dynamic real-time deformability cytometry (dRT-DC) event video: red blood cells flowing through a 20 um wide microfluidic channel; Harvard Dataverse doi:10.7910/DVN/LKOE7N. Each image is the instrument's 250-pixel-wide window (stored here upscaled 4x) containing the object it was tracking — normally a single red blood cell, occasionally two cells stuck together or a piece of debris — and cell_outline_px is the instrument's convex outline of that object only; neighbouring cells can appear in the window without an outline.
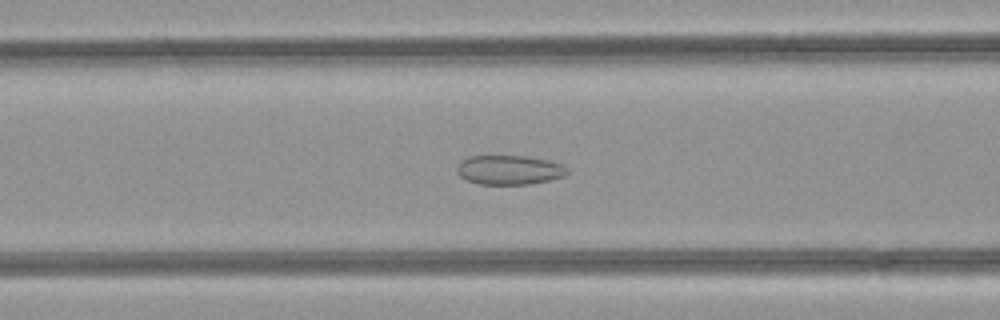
{"species": "common noctule bat (a hibernating species)", "species_latin": "Nyctalus noctula", "temperature_condition": "room temperature", "stored_images_in_passage": 49, "camera_frame_rate_fps": 3000, "um_per_image_px": 0.085, "animal": {"sex": "female", "body_mass_g": 21.9}, "frame": {"image": 1, "passage_image": 19, "time_ms": 6.0, "image_size_px": [1000, 320], "cell_outline_px": [[568, 172], [564, 176], [548, 180], [528, 184], [480, 184], [468, 180], [460, 176], [456, 172], [456, 168], [460, 160], [468, 156], [524, 156], [548, 160], [564, 164], [568, 168]], "centroid_in_image_um": [43.28, 14.43], "position_along_channel_um": 123.3, "area_um2": 18.9}}
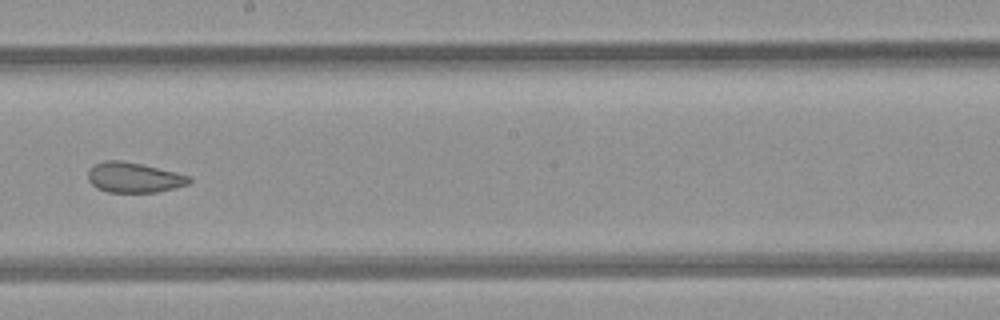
{"frame": {"image": 2, "passage_image": 27, "time_ms": 8.667, "image_size_px": [1000, 320], "cell_outline_px": [[192, 180], [188, 184], [156, 192], [108, 192], [96, 188], [88, 180], [88, 168], [92, 164], [104, 160], [120, 160], [140, 164], [192, 176]], "centroid_in_image_um": [11.33, 15.08], "position_along_channel_um": 236.9, "area_um2": 17.8}}
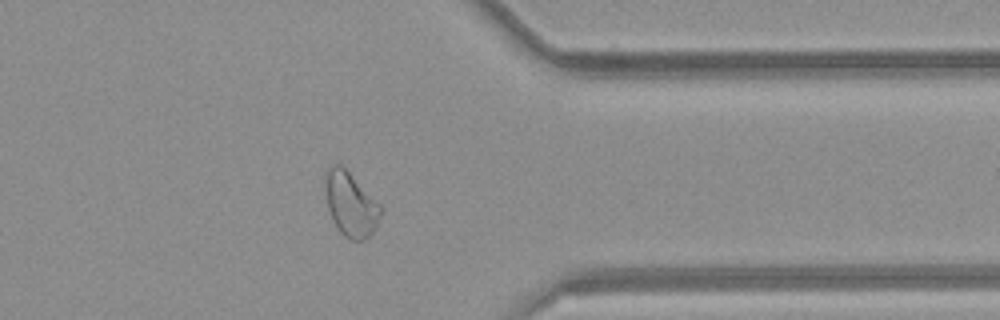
{"frame": {"image": 3, "passage_image": 38, "time_ms": 12.333, "image_size_px": [1000, 320], "cell_outline_px": [[384, 208], [376, 228], [364, 240], [348, 240], [340, 232], [332, 220], [328, 208], [324, 188], [324, 172], [332, 164], [340, 164]], "centroid_in_image_um": [29.79, 17.37], "position_along_channel_um": 381.6, "area_um2": 20.92}, "authors_computed_cell_mechanics": {"area_um2": 22.0218, "velocity_mm_per_s": 4.2442, "shape_relaxation_time_tau1_ms": null, "shape_relaxation_time_tau2_ms": 1.8894, "deformation_change_tau1": null, "deformation_change_tau2": 0.0749}}